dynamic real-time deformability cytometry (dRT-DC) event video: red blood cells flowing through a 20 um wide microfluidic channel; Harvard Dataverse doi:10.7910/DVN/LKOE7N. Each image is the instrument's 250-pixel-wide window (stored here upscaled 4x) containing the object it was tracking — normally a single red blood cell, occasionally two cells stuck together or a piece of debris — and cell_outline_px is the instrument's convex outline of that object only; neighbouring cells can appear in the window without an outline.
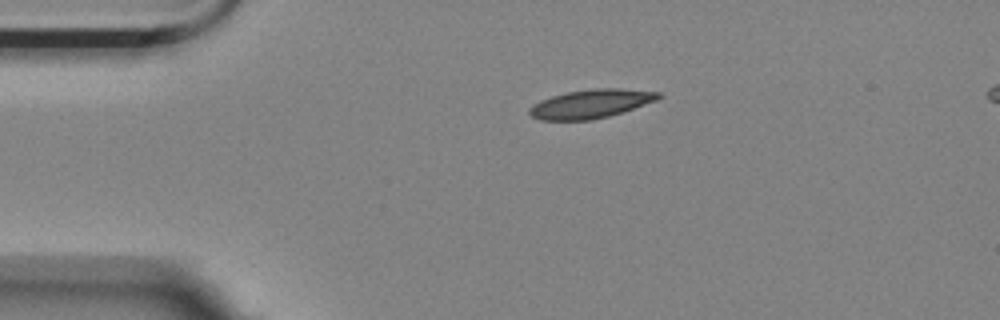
{"species": "Egyptian fruit bat (a non-hibernating species)", "species_latin": "Rousettus aegyptiacus", "temperature_condition": "room temperature", "stored_images_in_passage": 46, "camera_frame_rate_fps": 3000, "um_per_image_px": 0.085, "animal": {"sex": "female"}, "frame": {"image": 1, "passage_image": 1, "time_ms": 0.0, "image_size_px": [1000, 320], "cell_outline_px": [[664, 96], [656, 100], [608, 116], [592, 120], [540, 120], [532, 116], [528, 112], [528, 108], [532, 104], [540, 100], [552, 96], [568, 92], [592, 88], [620, 88], [660, 92]], "centroid_in_image_um": [50.19, 8.81], "position_along_channel_um": 34.8, "area_um2": 21.5}}
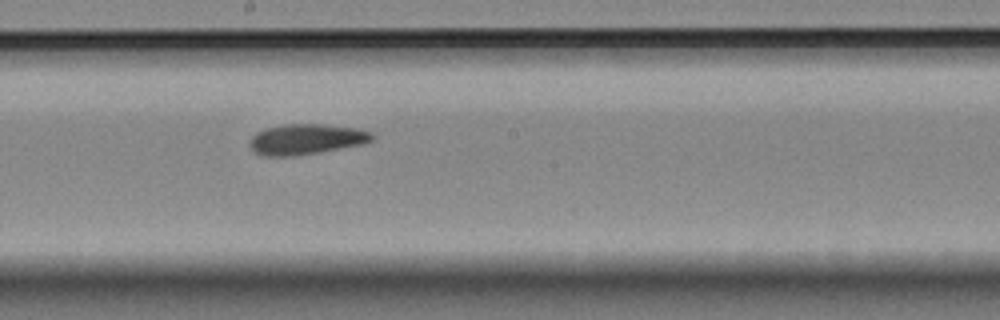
{"frame": {"image": 2, "passage_image": 20, "time_ms": 6.333, "image_size_px": [1000, 320], "cell_outline_px": [[376, 136], [372, 140], [364, 144], [320, 152], [296, 156], [264, 156], [256, 152], [248, 144], [248, 140], [256, 132], [264, 128], [284, 124], [320, 124], [356, 128], [372, 132]], "centroid_in_image_um": [26.02, 11.83], "position_along_channel_um": 222.2, "area_um2": 21.96}}
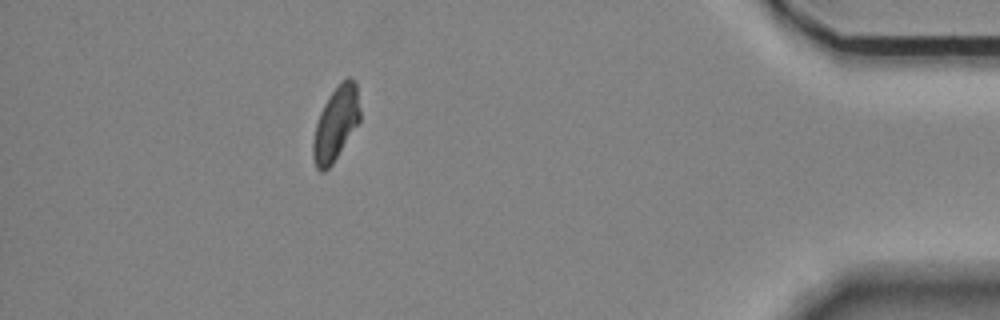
{"frame": {"image": 3, "passage_image": 40, "time_ms": 13.0, "image_size_px": [1000, 320], "cell_outline_px": [[360, 120], [332, 164], [324, 172], [320, 172], [316, 168], [312, 156], [312, 140], [316, 124], [320, 112], [328, 96], [348, 76], [356, 80], [360, 108]], "centroid_in_image_um": [28.53, 10.52], "position_along_channel_um": 406.7, "area_um2": 20.11}}